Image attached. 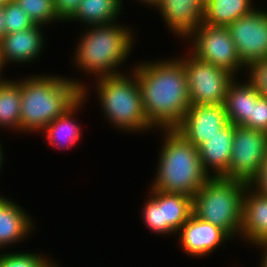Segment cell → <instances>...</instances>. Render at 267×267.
Wrapping results in <instances>:
<instances>
[{
	"label": "cell",
	"instance_id": "33",
	"mask_svg": "<svg viewBox=\"0 0 267 267\" xmlns=\"http://www.w3.org/2000/svg\"><path fill=\"white\" fill-rule=\"evenodd\" d=\"M142 2L143 4H146L148 6H151V8L153 6H155L160 0H139V2Z\"/></svg>",
	"mask_w": 267,
	"mask_h": 267
},
{
	"label": "cell",
	"instance_id": "13",
	"mask_svg": "<svg viewBox=\"0 0 267 267\" xmlns=\"http://www.w3.org/2000/svg\"><path fill=\"white\" fill-rule=\"evenodd\" d=\"M178 233L183 252L198 258L212 253L231 239L220 227L197 218L193 213Z\"/></svg>",
	"mask_w": 267,
	"mask_h": 267
},
{
	"label": "cell",
	"instance_id": "27",
	"mask_svg": "<svg viewBox=\"0 0 267 267\" xmlns=\"http://www.w3.org/2000/svg\"><path fill=\"white\" fill-rule=\"evenodd\" d=\"M246 68L248 82L261 96L267 97V58L252 61Z\"/></svg>",
	"mask_w": 267,
	"mask_h": 267
},
{
	"label": "cell",
	"instance_id": "31",
	"mask_svg": "<svg viewBox=\"0 0 267 267\" xmlns=\"http://www.w3.org/2000/svg\"><path fill=\"white\" fill-rule=\"evenodd\" d=\"M258 248L259 249H262L263 248V257L261 256V264H260V267H267V243H264V244H261V245H258Z\"/></svg>",
	"mask_w": 267,
	"mask_h": 267
},
{
	"label": "cell",
	"instance_id": "3",
	"mask_svg": "<svg viewBox=\"0 0 267 267\" xmlns=\"http://www.w3.org/2000/svg\"><path fill=\"white\" fill-rule=\"evenodd\" d=\"M160 130L165 131V140L159 152L157 173L150 187L194 198L210 178L201 165L199 149L175 129Z\"/></svg>",
	"mask_w": 267,
	"mask_h": 267
},
{
	"label": "cell",
	"instance_id": "8",
	"mask_svg": "<svg viewBox=\"0 0 267 267\" xmlns=\"http://www.w3.org/2000/svg\"><path fill=\"white\" fill-rule=\"evenodd\" d=\"M150 198L143 205V222L153 233L175 234L191 217L193 198L175 193H165L150 187ZM147 202V203H146Z\"/></svg>",
	"mask_w": 267,
	"mask_h": 267
},
{
	"label": "cell",
	"instance_id": "34",
	"mask_svg": "<svg viewBox=\"0 0 267 267\" xmlns=\"http://www.w3.org/2000/svg\"><path fill=\"white\" fill-rule=\"evenodd\" d=\"M5 67L3 61H2V55H1V50H0V82L6 80L5 78H1L2 70Z\"/></svg>",
	"mask_w": 267,
	"mask_h": 267
},
{
	"label": "cell",
	"instance_id": "23",
	"mask_svg": "<svg viewBox=\"0 0 267 267\" xmlns=\"http://www.w3.org/2000/svg\"><path fill=\"white\" fill-rule=\"evenodd\" d=\"M21 95L19 80L0 82V127L20 132ZM15 129V130H13Z\"/></svg>",
	"mask_w": 267,
	"mask_h": 267
},
{
	"label": "cell",
	"instance_id": "11",
	"mask_svg": "<svg viewBox=\"0 0 267 267\" xmlns=\"http://www.w3.org/2000/svg\"><path fill=\"white\" fill-rule=\"evenodd\" d=\"M230 35L241 61L248 65L252 61L267 58V11L254 9L228 26Z\"/></svg>",
	"mask_w": 267,
	"mask_h": 267
},
{
	"label": "cell",
	"instance_id": "26",
	"mask_svg": "<svg viewBox=\"0 0 267 267\" xmlns=\"http://www.w3.org/2000/svg\"><path fill=\"white\" fill-rule=\"evenodd\" d=\"M3 11L5 35L13 32L23 31L35 25L26 12L19 7L14 0H9L3 6Z\"/></svg>",
	"mask_w": 267,
	"mask_h": 267
},
{
	"label": "cell",
	"instance_id": "21",
	"mask_svg": "<svg viewBox=\"0 0 267 267\" xmlns=\"http://www.w3.org/2000/svg\"><path fill=\"white\" fill-rule=\"evenodd\" d=\"M122 7V0H82L68 21H80L86 27L112 24L118 19Z\"/></svg>",
	"mask_w": 267,
	"mask_h": 267
},
{
	"label": "cell",
	"instance_id": "9",
	"mask_svg": "<svg viewBox=\"0 0 267 267\" xmlns=\"http://www.w3.org/2000/svg\"><path fill=\"white\" fill-rule=\"evenodd\" d=\"M189 38H192L193 42V50L190 52L199 59L225 69L236 77L242 67L243 70L246 69V65L238 56L227 26L202 23Z\"/></svg>",
	"mask_w": 267,
	"mask_h": 267
},
{
	"label": "cell",
	"instance_id": "28",
	"mask_svg": "<svg viewBox=\"0 0 267 267\" xmlns=\"http://www.w3.org/2000/svg\"><path fill=\"white\" fill-rule=\"evenodd\" d=\"M244 127L267 133V97L261 96L253 104L252 118Z\"/></svg>",
	"mask_w": 267,
	"mask_h": 267
},
{
	"label": "cell",
	"instance_id": "17",
	"mask_svg": "<svg viewBox=\"0 0 267 267\" xmlns=\"http://www.w3.org/2000/svg\"><path fill=\"white\" fill-rule=\"evenodd\" d=\"M233 138L234 125L229 123L198 148L203 170L210 177H222L228 170Z\"/></svg>",
	"mask_w": 267,
	"mask_h": 267
},
{
	"label": "cell",
	"instance_id": "32",
	"mask_svg": "<svg viewBox=\"0 0 267 267\" xmlns=\"http://www.w3.org/2000/svg\"><path fill=\"white\" fill-rule=\"evenodd\" d=\"M5 36V23L3 6H0V41Z\"/></svg>",
	"mask_w": 267,
	"mask_h": 267
},
{
	"label": "cell",
	"instance_id": "2",
	"mask_svg": "<svg viewBox=\"0 0 267 267\" xmlns=\"http://www.w3.org/2000/svg\"><path fill=\"white\" fill-rule=\"evenodd\" d=\"M57 75H31L20 80L21 132H40L56 118L65 114L82 97L86 84Z\"/></svg>",
	"mask_w": 267,
	"mask_h": 267
},
{
	"label": "cell",
	"instance_id": "36",
	"mask_svg": "<svg viewBox=\"0 0 267 267\" xmlns=\"http://www.w3.org/2000/svg\"><path fill=\"white\" fill-rule=\"evenodd\" d=\"M9 0H0V6H4Z\"/></svg>",
	"mask_w": 267,
	"mask_h": 267
},
{
	"label": "cell",
	"instance_id": "7",
	"mask_svg": "<svg viewBox=\"0 0 267 267\" xmlns=\"http://www.w3.org/2000/svg\"><path fill=\"white\" fill-rule=\"evenodd\" d=\"M179 59L185 68L190 103L192 105L224 104L228 87L236 77L225 69L199 59L192 53Z\"/></svg>",
	"mask_w": 267,
	"mask_h": 267
},
{
	"label": "cell",
	"instance_id": "24",
	"mask_svg": "<svg viewBox=\"0 0 267 267\" xmlns=\"http://www.w3.org/2000/svg\"><path fill=\"white\" fill-rule=\"evenodd\" d=\"M34 24L46 25L61 21L54 8V0H14Z\"/></svg>",
	"mask_w": 267,
	"mask_h": 267
},
{
	"label": "cell",
	"instance_id": "14",
	"mask_svg": "<svg viewBox=\"0 0 267 267\" xmlns=\"http://www.w3.org/2000/svg\"><path fill=\"white\" fill-rule=\"evenodd\" d=\"M205 0H160L159 9L168 28L175 36L188 38L204 18Z\"/></svg>",
	"mask_w": 267,
	"mask_h": 267
},
{
	"label": "cell",
	"instance_id": "18",
	"mask_svg": "<svg viewBox=\"0 0 267 267\" xmlns=\"http://www.w3.org/2000/svg\"><path fill=\"white\" fill-rule=\"evenodd\" d=\"M31 219L21 206L0 196V248L4 249L28 237L34 228Z\"/></svg>",
	"mask_w": 267,
	"mask_h": 267
},
{
	"label": "cell",
	"instance_id": "29",
	"mask_svg": "<svg viewBox=\"0 0 267 267\" xmlns=\"http://www.w3.org/2000/svg\"><path fill=\"white\" fill-rule=\"evenodd\" d=\"M82 0H54V8L58 18L68 21L76 12Z\"/></svg>",
	"mask_w": 267,
	"mask_h": 267
},
{
	"label": "cell",
	"instance_id": "37",
	"mask_svg": "<svg viewBox=\"0 0 267 267\" xmlns=\"http://www.w3.org/2000/svg\"><path fill=\"white\" fill-rule=\"evenodd\" d=\"M60 265H57L56 262H52V264L49 267H59Z\"/></svg>",
	"mask_w": 267,
	"mask_h": 267
},
{
	"label": "cell",
	"instance_id": "30",
	"mask_svg": "<svg viewBox=\"0 0 267 267\" xmlns=\"http://www.w3.org/2000/svg\"><path fill=\"white\" fill-rule=\"evenodd\" d=\"M248 185L259 194L267 195V151L259 171Z\"/></svg>",
	"mask_w": 267,
	"mask_h": 267
},
{
	"label": "cell",
	"instance_id": "5",
	"mask_svg": "<svg viewBox=\"0 0 267 267\" xmlns=\"http://www.w3.org/2000/svg\"><path fill=\"white\" fill-rule=\"evenodd\" d=\"M246 182L210 177L195 193L193 214L220 227L231 239L241 235L243 196Z\"/></svg>",
	"mask_w": 267,
	"mask_h": 267
},
{
	"label": "cell",
	"instance_id": "22",
	"mask_svg": "<svg viewBox=\"0 0 267 267\" xmlns=\"http://www.w3.org/2000/svg\"><path fill=\"white\" fill-rule=\"evenodd\" d=\"M251 1L252 0H205L202 23L228 27L238 18L248 15L256 9Z\"/></svg>",
	"mask_w": 267,
	"mask_h": 267
},
{
	"label": "cell",
	"instance_id": "25",
	"mask_svg": "<svg viewBox=\"0 0 267 267\" xmlns=\"http://www.w3.org/2000/svg\"><path fill=\"white\" fill-rule=\"evenodd\" d=\"M43 254L32 252H9L0 254V267H49L54 262Z\"/></svg>",
	"mask_w": 267,
	"mask_h": 267
},
{
	"label": "cell",
	"instance_id": "4",
	"mask_svg": "<svg viewBox=\"0 0 267 267\" xmlns=\"http://www.w3.org/2000/svg\"><path fill=\"white\" fill-rule=\"evenodd\" d=\"M126 27L116 22L88 26L89 31L77 41L74 65L95 76V80L122 74L117 68L127 60L134 41L131 29Z\"/></svg>",
	"mask_w": 267,
	"mask_h": 267
},
{
	"label": "cell",
	"instance_id": "16",
	"mask_svg": "<svg viewBox=\"0 0 267 267\" xmlns=\"http://www.w3.org/2000/svg\"><path fill=\"white\" fill-rule=\"evenodd\" d=\"M247 184L243 196L241 236L251 245L267 243V195Z\"/></svg>",
	"mask_w": 267,
	"mask_h": 267
},
{
	"label": "cell",
	"instance_id": "6",
	"mask_svg": "<svg viewBox=\"0 0 267 267\" xmlns=\"http://www.w3.org/2000/svg\"><path fill=\"white\" fill-rule=\"evenodd\" d=\"M131 73V76L123 73L98 78L95 90L102 111L108 122L121 131L136 133L155 129L146 118L137 76Z\"/></svg>",
	"mask_w": 267,
	"mask_h": 267
},
{
	"label": "cell",
	"instance_id": "35",
	"mask_svg": "<svg viewBox=\"0 0 267 267\" xmlns=\"http://www.w3.org/2000/svg\"><path fill=\"white\" fill-rule=\"evenodd\" d=\"M3 149H2V146L0 145V169H1V167H2V164H3V159H4V156H3V151H2Z\"/></svg>",
	"mask_w": 267,
	"mask_h": 267
},
{
	"label": "cell",
	"instance_id": "1",
	"mask_svg": "<svg viewBox=\"0 0 267 267\" xmlns=\"http://www.w3.org/2000/svg\"><path fill=\"white\" fill-rule=\"evenodd\" d=\"M133 67L147 120L156 130L174 129L191 105L182 61L179 58L152 60Z\"/></svg>",
	"mask_w": 267,
	"mask_h": 267
},
{
	"label": "cell",
	"instance_id": "20",
	"mask_svg": "<svg viewBox=\"0 0 267 267\" xmlns=\"http://www.w3.org/2000/svg\"><path fill=\"white\" fill-rule=\"evenodd\" d=\"M83 103L84 98L82 97L65 114L56 118L42 130L46 133V139L50 145L56 146L58 149H69L73 145L75 146L82 135L81 128L73 117L76 115V111L79 112L78 108L81 109L82 105H84Z\"/></svg>",
	"mask_w": 267,
	"mask_h": 267
},
{
	"label": "cell",
	"instance_id": "15",
	"mask_svg": "<svg viewBox=\"0 0 267 267\" xmlns=\"http://www.w3.org/2000/svg\"><path fill=\"white\" fill-rule=\"evenodd\" d=\"M44 26L35 24L29 29L5 35L0 41V50L4 65L9 63H31L43 51ZM42 50V51H41ZM35 58V59H34Z\"/></svg>",
	"mask_w": 267,
	"mask_h": 267
},
{
	"label": "cell",
	"instance_id": "10",
	"mask_svg": "<svg viewBox=\"0 0 267 267\" xmlns=\"http://www.w3.org/2000/svg\"><path fill=\"white\" fill-rule=\"evenodd\" d=\"M233 147L228 170L222 176L249 183L257 174L267 151V133L234 125Z\"/></svg>",
	"mask_w": 267,
	"mask_h": 267
},
{
	"label": "cell",
	"instance_id": "19",
	"mask_svg": "<svg viewBox=\"0 0 267 267\" xmlns=\"http://www.w3.org/2000/svg\"><path fill=\"white\" fill-rule=\"evenodd\" d=\"M260 97L261 95L248 81L238 83V79L235 78L228 87L224 102L229 122L245 126L252 118L253 104Z\"/></svg>",
	"mask_w": 267,
	"mask_h": 267
},
{
	"label": "cell",
	"instance_id": "12",
	"mask_svg": "<svg viewBox=\"0 0 267 267\" xmlns=\"http://www.w3.org/2000/svg\"><path fill=\"white\" fill-rule=\"evenodd\" d=\"M229 123L224 104H191L182 121L174 129L199 148Z\"/></svg>",
	"mask_w": 267,
	"mask_h": 267
}]
</instances>
